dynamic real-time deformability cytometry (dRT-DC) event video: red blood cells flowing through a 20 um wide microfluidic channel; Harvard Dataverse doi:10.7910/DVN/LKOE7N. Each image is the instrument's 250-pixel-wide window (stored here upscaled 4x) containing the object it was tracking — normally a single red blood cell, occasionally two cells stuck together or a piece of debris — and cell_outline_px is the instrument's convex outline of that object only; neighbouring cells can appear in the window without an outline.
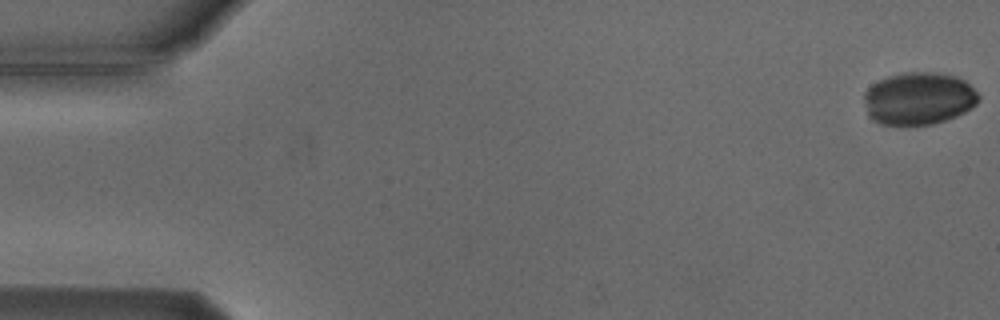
{"species": "Egyptian fruit bat (a non-hibernating species)", "species_latin": "Rousettus aegyptiacus", "temperature_condition": "cold", "stored_images_in_passage": 5, "camera_frame_rate_fps": 3000, "um_per_image_px": 0.085, "animal": {"sex": "male"}, "frame": {"image": 1, "passage_image": 1, "time_ms": 0.0, "image_size_px": [1000, 320], "cell_outline_px": [[980, 100], [972, 108], [956, 116], [932, 124], [880, 124], [872, 120], [868, 116], [864, 100], [864, 92], [872, 84], [888, 76], [900, 72], [936, 72], [956, 76], [964, 80], [980, 96]], "centroid_in_image_um": [78.08, 8.36], "position_along_channel_um": 6.9, "area_um2": 35.08}}